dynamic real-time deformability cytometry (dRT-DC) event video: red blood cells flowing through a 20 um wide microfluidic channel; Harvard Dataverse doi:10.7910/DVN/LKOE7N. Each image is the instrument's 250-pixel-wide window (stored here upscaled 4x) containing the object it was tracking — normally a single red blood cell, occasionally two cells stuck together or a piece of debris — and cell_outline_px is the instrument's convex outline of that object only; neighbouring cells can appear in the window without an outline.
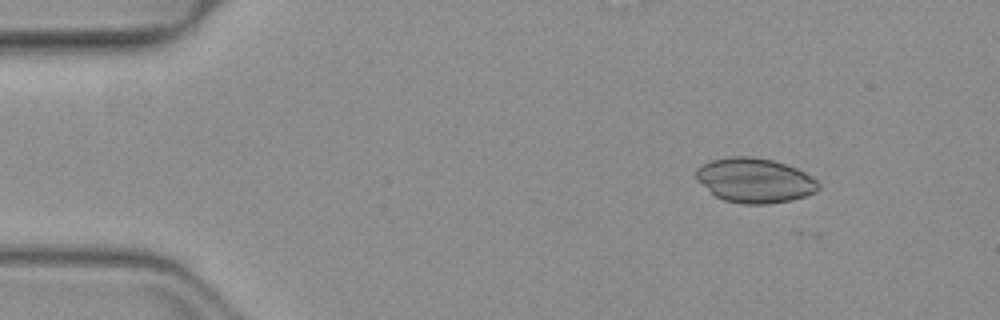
{"species": "common noctule bat (a hibernating species)", "species_latin": "Nyctalus noctula", "temperature_condition": "warm", "stored_images_in_passage": 46, "segment_of_instrument_passage": [1, 2], "camera_frame_rate_fps": 3000, "um_per_image_px": 0.085, "animal": {"sex": "female", "body_mass_g": 19.3, "forearm_length_mm": 54.1}, "frame": {"image": 1, "passage_image": 1, "time_ms": 0.0, "image_size_px": [1000, 320], "cell_outline_px": [[820, 188], [816, 192], [792, 200], [768, 204], [744, 204], [724, 200], [716, 196], [696, 180], [696, 168], [712, 160], [732, 156], [752, 156], [772, 160], [796, 168], [812, 176], [820, 184]], "centroid_in_image_um": [64.16, 15.34], "position_along_channel_um": 20.8, "area_um2": 31.79}}